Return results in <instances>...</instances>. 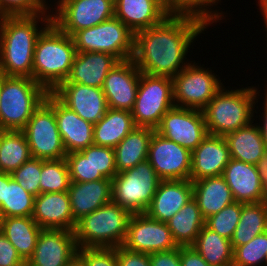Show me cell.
<instances>
[{"instance_id":"33","label":"cell","mask_w":267,"mask_h":266,"mask_svg":"<svg viewBox=\"0 0 267 266\" xmlns=\"http://www.w3.org/2000/svg\"><path fill=\"white\" fill-rule=\"evenodd\" d=\"M267 231V201L243 204L240 219L231 238L232 249L247 244Z\"/></svg>"},{"instance_id":"53","label":"cell","mask_w":267,"mask_h":266,"mask_svg":"<svg viewBox=\"0 0 267 266\" xmlns=\"http://www.w3.org/2000/svg\"><path fill=\"white\" fill-rule=\"evenodd\" d=\"M257 6H259L258 10H260L261 15L263 16L262 20H264V24H265L263 26L265 27L264 31L266 32L265 35L267 37V6H262V5H257ZM266 41H267V39H266ZM266 82H267V80H266ZM266 86H265L266 89H264L265 90L264 94H267V87Z\"/></svg>"},{"instance_id":"8","label":"cell","mask_w":267,"mask_h":266,"mask_svg":"<svg viewBox=\"0 0 267 266\" xmlns=\"http://www.w3.org/2000/svg\"><path fill=\"white\" fill-rule=\"evenodd\" d=\"M26 137L32 158L59 160L66 158L55 116V96L49 92L21 130Z\"/></svg>"},{"instance_id":"5","label":"cell","mask_w":267,"mask_h":266,"mask_svg":"<svg viewBox=\"0 0 267 266\" xmlns=\"http://www.w3.org/2000/svg\"><path fill=\"white\" fill-rule=\"evenodd\" d=\"M48 93L33 78L1 74L0 130L21 131Z\"/></svg>"},{"instance_id":"9","label":"cell","mask_w":267,"mask_h":266,"mask_svg":"<svg viewBox=\"0 0 267 266\" xmlns=\"http://www.w3.org/2000/svg\"><path fill=\"white\" fill-rule=\"evenodd\" d=\"M72 37L76 52H105L119 61L131 59L134 54L135 33L116 17L79 30Z\"/></svg>"},{"instance_id":"4","label":"cell","mask_w":267,"mask_h":266,"mask_svg":"<svg viewBox=\"0 0 267 266\" xmlns=\"http://www.w3.org/2000/svg\"><path fill=\"white\" fill-rule=\"evenodd\" d=\"M260 91L254 85L235 90L223 86L202 109L208 133L225 136L255 120Z\"/></svg>"},{"instance_id":"47","label":"cell","mask_w":267,"mask_h":266,"mask_svg":"<svg viewBox=\"0 0 267 266\" xmlns=\"http://www.w3.org/2000/svg\"><path fill=\"white\" fill-rule=\"evenodd\" d=\"M119 266H151L149 254L131 251L123 246L116 247Z\"/></svg>"},{"instance_id":"6","label":"cell","mask_w":267,"mask_h":266,"mask_svg":"<svg viewBox=\"0 0 267 266\" xmlns=\"http://www.w3.org/2000/svg\"><path fill=\"white\" fill-rule=\"evenodd\" d=\"M132 214L111 201L84 216L74 233L78 248H116L123 246Z\"/></svg>"},{"instance_id":"42","label":"cell","mask_w":267,"mask_h":266,"mask_svg":"<svg viewBox=\"0 0 267 266\" xmlns=\"http://www.w3.org/2000/svg\"><path fill=\"white\" fill-rule=\"evenodd\" d=\"M41 170L42 159L31 158L16 169L11 176L23 189L37 197L40 195Z\"/></svg>"},{"instance_id":"13","label":"cell","mask_w":267,"mask_h":266,"mask_svg":"<svg viewBox=\"0 0 267 266\" xmlns=\"http://www.w3.org/2000/svg\"><path fill=\"white\" fill-rule=\"evenodd\" d=\"M164 138L193 151L209 134L202 110L174 106L155 129Z\"/></svg>"},{"instance_id":"22","label":"cell","mask_w":267,"mask_h":266,"mask_svg":"<svg viewBox=\"0 0 267 266\" xmlns=\"http://www.w3.org/2000/svg\"><path fill=\"white\" fill-rule=\"evenodd\" d=\"M32 218L42 229H64L74 231L68 192L41 193L34 200Z\"/></svg>"},{"instance_id":"14","label":"cell","mask_w":267,"mask_h":266,"mask_svg":"<svg viewBox=\"0 0 267 266\" xmlns=\"http://www.w3.org/2000/svg\"><path fill=\"white\" fill-rule=\"evenodd\" d=\"M123 247L151 254L177 248L166 222L150 218L146 213L132 214Z\"/></svg>"},{"instance_id":"37","label":"cell","mask_w":267,"mask_h":266,"mask_svg":"<svg viewBox=\"0 0 267 266\" xmlns=\"http://www.w3.org/2000/svg\"><path fill=\"white\" fill-rule=\"evenodd\" d=\"M170 14H189L204 19L210 26L218 21L221 23L224 12L215 9L221 0H163ZM214 6V8H213ZM213 8V9H211ZM215 9V10H214ZM220 11V12H219Z\"/></svg>"},{"instance_id":"55","label":"cell","mask_w":267,"mask_h":266,"mask_svg":"<svg viewBox=\"0 0 267 266\" xmlns=\"http://www.w3.org/2000/svg\"><path fill=\"white\" fill-rule=\"evenodd\" d=\"M257 2L259 5L267 6V0H258Z\"/></svg>"},{"instance_id":"40","label":"cell","mask_w":267,"mask_h":266,"mask_svg":"<svg viewBox=\"0 0 267 266\" xmlns=\"http://www.w3.org/2000/svg\"><path fill=\"white\" fill-rule=\"evenodd\" d=\"M82 154H91L94 167V181L113 179L117 172L114 148L90 145L80 151Z\"/></svg>"},{"instance_id":"11","label":"cell","mask_w":267,"mask_h":266,"mask_svg":"<svg viewBox=\"0 0 267 266\" xmlns=\"http://www.w3.org/2000/svg\"><path fill=\"white\" fill-rule=\"evenodd\" d=\"M210 68L191 61L172 78L173 101L177 107L202 110L224 86Z\"/></svg>"},{"instance_id":"39","label":"cell","mask_w":267,"mask_h":266,"mask_svg":"<svg viewBox=\"0 0 267 266\" xmlns=\"http://www.w3.org/2000/svg\"><path fill=\"white\" fill-rule=\"evenodd\" d=\"M267 231L233 249L232 266H265Z\"/></svg>"},{"instance_id":"56","label":"cell","mask_w":267,"mask_h":266,"mask_svg":"<svg viewBox=\"0 0 267 266\" xmlns=\"http://www.w3.org/2000/svg\"><path fill=\"white\" fill-rule=\"evenodd\" d=\"M2 220H3V216H2L1 211H0V231H1V226H2Z\"/></svg>"},{"instance_id":"7","label":"cell","mask_w":267,"mask_h":266,"mask_svg":"<svg viewBox=\"0 0 267 266\" xmlns=\"http://www.w3.org/2000/svg\"><path fill=\"white\" fill-rule=\"evenodd\" d=\"M161 179L146 160L112 179V201L131 214L145 213Z\"/></svg>"},{"instance_id":"19","label":"cell","mask_w":267,"mask_h":266,"mask_svg":"<svg viewBox=\"0 0 267 266\" xmlns=\"http://www.w3.org/2000/svg\"><path fill=\"white\" fill-rule=\"evenodd\" d=\"M231 159L224 136L208 134L192 151L190 180L223 175Z\"/></svg>"},{"instance_id":"29","label":"cell","mask_w":267,"mask_h":266,"mask_svg":"<svg viewBox=\"0 0 267 266\" xmlns=\"http://www.w3.org/2000/svg\"><path fill=\"white\" fill-rule=\"evenodd\" d=\"M136 127L130 111L108 108L104 116L94 124V145L115 148Z\"/></svg>"},{"instance_id":"21","label":"cell","mask_w":267,"mask_h":266,"mask_svg":"<svg viewBox=\"0 0 267 266\" xmlns=\"http://www.w3.org/2000/svg\"><path fill=\"white\" fill-rule=\"evenodd\" d=\"M193 198L191 180H161L146 214L167 222Z\"/></svg>"},{"instance_id":"25","label":"cell","mask_w":267,"mask_h":266,"mask_svg":"<svg viewBox=\"0 0 267 266\" xmlns=\"http://www.w3.org/2000/svg\"><path fill=\"white\" fill-rule=\"evenodd\" d=\"M68 195L74 221L112 201V180L100 179L92 182H70Z\"/></svg>"},{"instance_id":"50","label":"cell","mask_w":267,"mask_h":266,"mask_svg":"<svg viewBox=\"0 0 267 266\" xmlns=\"http://www.w3.org/2000/svg\"><path fill=\"white\" fill-rule=\"evenodd\" d=\"M265 98H264V102L262 103V114L261 116L259 115L260 118H263V119H260L261 121L257 124L259 126V129H260V132L262 134V137H263V141L265 143V147H266V150H267V94H264ZM264 104V106H263ZM263 122V123H262ZM261 123V124H260Z\"/></svg>"},{"instance_id":"17","label":"cell","mask_w":267,"mask_h":266,"mask_svg":"<svg viewBox=\"0 0 267 266\" xmlns=\"http://www.w3.org/2000/svg\"><path fill=\"white\" fill-rule=\"evenodd\" d=\"M77 251L74 231L42 229L26 266H65L77 255Z\"/></svg>"},{"instance_id":"31","label":"cell","mask_w":267,"mask_h":266,"mask_svg":"<svg viewBox=\"0 0 267 266\" xmlns=\"http://www.w3.org/2000/svg\"><path fill=\"white\" fill-rule=\"evenodd\" d=\"M41 230L32 216L6 217L2 220L1 232L25 262L32 257Z\"/></svg>"},{"instance_id":"3","label":"cell","mask_w":267,"mask_h":266,"mask_svg":"<svg viewBox=\"0 0 267 266\" xmlns=\"http://www.w3.org/2000/svg\"><path fill=\"white\" fill-rule=\"evenodd\" d=\"M76 53L73 37L51 22L37 38L32 78L52 92L66 81Z\"/></svg>"},{"instance_id":"45","label":"cell","mask_w":267,"mask_h":266,"mask_svg":"<svg viewBox=\"0 0 267 266\" xmlns=\"http://www.w3.org/2000/svg\"><path fill=\"white\" fill-rule=\"evenodd\" d=\"M77 256L85 266H119L116 248H78Z\"/></svg>"},{"instance_id":"34","label":"cell","mask_w":267,"mask_h":266,"mask_svg":"<svg viewBox=\"0 0 267 266\" xmlns=\"http://www.w3.org/2000/svg\"><path fill=\"white\" fill-rule=\"evenodd\" d=\"M32 158L22 131L0 130V172L12 174Z\"/></svg>"},{"instance_id":"26","label":"cell","mask_w":267,"mask_h":266,"mask_svg":"<svg viewBox=\"0 0 267 266\" xmlns=\"http://www.w3.org/2000/svg\"><path fill=\"white\" fill-rule=\"evenodd\" d=\"M55 116L64 148L68 153L94 144V124L79 117L55 97Z\"/></svg>"},{"instance_id":"44","label":"cell","mask_w":267,"mask_h":266,"mask_svg":"<svg viewBox=\"0 0 267 266\" xmlns=\"http://www.w3.org/2000/svg\"><path fill=\"white\" fill-rule=\"evenodd\" d=\"M66 161L69 168L71 182L94 181V167L91 154H82L80 151L68 153Z\"/></svg>"},{"instance_id":"10","label":"cell","mask_w":267,"mask_h":266,"mask_svg":"<svg viewBox=\"0 0 267 266\" xmlns=\"http://www.w3.org/2000/svg\"><path fill=\"white\" fill-rule=\"evenodd\" d=\"M174 106L172 78L141 72L135 104L131 111L135 125L156 129L165 113Z\"/></svg>"},{"instance_id":"28","label":"cell","mask_w":267,"mask_h":266,"mask_svg":"<svg viewBox=\"0 0 267 266\" xmlns=\"http://www.w3.org/2000/svg\"><path fill=\"white\" fill-rule=\"evenodd\" d=\"M254 120L224 136L232 159L256 165L267 152L262 134Z\"/></svg>"},{"instance_id":"16","label":"cell","mask_w":267,"mask_h":266,"mask_svg":"<svg viewBox=\"0 0 267 266\" xmlns=\"http://www.w3.org/2000/svg\"><path fill=\"white\" fill-rule=\"evenodd\" d=\"M141 71L131 59L119 61L108 72L102 90L108 108L132 111L140 79Z\"/></svg>"},{"instance_id":"32","label":"cell","mask_w":267,"mask_h":266,"mask_svg":"<svg viewBox=\"0 0 267 266\" xmlns=\"http://www.w3.org/2000/svg\"><path fill=\"white\" fill-rule=\"evenodd\" d=\"M174 242L177 246H192L201 229L205 225V220L201 215L198 204L192 198L167 222Z\"/></svg>"},{"instance_id":"20","label":"cell","mask_w":267,"mask_h":266,"mask_svg":"<svg viewBox=\"0 0 267 266\" xmlns=\"http://www.w3.org/2000/svg\"><path fill=\"white\" fill-rule=\"evenodd\" d=\"M233 199L248 204L266 201V187L260 180L256 165L230 159L223 175Z\"/></svg>"},{"instance_id":"2","label":"cell","mask_w":267,"mask_h":266,"mask_svg":"<svg viewBox=\"0 0 267 266\" xmlns=\"http://www.w3.org/2000/svg\"><path fill=\"white\" fill-rule=\"evenodd\" d=\"M51 22L49 8L32 16L0 17V74L32 78L37 38Z\"/></svg>"},{"instance_id":"57","label":"cell","mask_w":267,"mask_h":266,"mask_svg":"<svg viewBox=\"0 0 267 266\" xmlns=\"http://www.w3.org/2000/svg\"><path fill=\"white\" fill-rule=\"evenodd\" d=\"M265 266H267V255H266V259H265Z\"/></svg>"},{"instance_id":"43","label":"cell","mask_w":267,"mask_h":266,"mask_svg":"<svg viewBox=\"0 0 267 266\" xmlns=\"http://www.w3.org/2000/svg\"><path fill=\"white\" fill-rule=\"evenodd\" d=\"M47 0H0V17L32 16L44 13L50 5Z\"/></svg>"},{"instance_id":"48","label":"cell","mask_w":267,"mask_h":266,"mask_svg":"<svg viewBox=\"0 0 267 266\" xmlns=\"http://www.w3.org/2000/svg\"><path fill=\"white\" fill-rule=\"evenodd\" d=\"M151 266H181L180 246L169 251L149 254Z\"/></svg>"},{"instance_id":"15","label":"cell","mask_w":267,"mask_h":266,"mask_svg":"<svg viewBox=\"0 0 267 266\" xmlns=\"http://www.w3.org/2000/svg\"><path fill=\"white\" fill-rule=\"evenodd\" d=\"M192 152L156 131L149 144L147 161L161 180H190Z\"/></svg>"},{"instance_id":"49","label":"cell","mask_w":267,"mask_h":266,"mask_svg":"<svg viewBox=\"0 0 267 266\" xmlns=\"http://www.w3.org/2000/svg\"><path fill=\"white\" fill-rule=\"evenodd\" d=\"M181 266H210L192 246L180 247Z\"/></svg>"},{"instance_id":"1","label":"cell","mask_w":267,"mask_h":266,"mask_svg":"<svg viewBox=\"0 0 267 266\" xmlns=\"http://www.w3.org/2000/svg\"><path fill=\"white\" fill-rule=\"evenodd\" d=\"M208 27L197 16L170 14L160 24L135 33L132 60L142 73L173 78L191 62L188 50Z\"/></svg>"},{"instance_id":"35","label":"cell","mask_w":267,"mask_h":266,"mask_svg":"<svg viewBox=\"0 0 267 266\" xmlns=\"http://www.w3.org/2000/svg\"><path fill=\"white\" fill-rule=\"evenodd\" d=\"M210 266H232L233 249L231 241L203 226L192 245Z\"/></svg>"},{"instance_id":"27","label":"cell","mask_w":267,"mask_h":266,"mask_svg":"<svg viewBox=\"0 0 267 266\" xmlns=\"http://www.w3.org/2000/svg\"><path fill=\"white\" fill-rule=\"evenodd\" d=\"M192 184L193 198L196 200L204 220L235 202L222 175L192 181Z\"/></svg>"},{"instance_id":"12","label":"cell","mask_w":267,"mask_h":266,"mask_svg":"<svg viewBox=\"0 0 267 266\" xmlns=\"http://www.w3.org/2000/svg\"><path fill=\"white\" fill-rule=\"evenodd\" d=\"M55 3L52 22L70 36L114 17V0H59Z\"/></svg>"},{"instance_id":"24","label":"cell","mask_w":267,"mask_h":266,"mask_svg":"<svg viewBox=\"0 0 267 266\" xmlns=\"http://www.w3.org/2000/svg\"><path fill=\"white\" fill-rule=\"evenodd\" d=\"M119 60L105 52H77L69 76L62 83L102 88L108 72Z\"/></svg>"},{"instance_id":"23","label":"cell","mask_w":267,"mask_h":266,"mask_svg":"<svg viewBox=\"0 0 267 266\" xmlns=\"http://www.w3.org/2000/svg\"><path fill=\"white\" fill-rule=\"evenodd\" d=\"M168 15L163 0H114V17L133 33L160 24Z\"/></svg>"},{"instance_id":"30","label":"cell","mask_w":267,"mask_h":266,"mask_svg":"<svg viewBox=\"0 0 267 266\" xmlns=\"http://www.w3.org/2000/svg\"><path fill=\"white\" fill-rule=\"evenodd\" d=\"M155 131L154 128L136 127L121 140L114 148L118 173L147 160L149 144Z\"/></svg>"},{"instance_id":"46","label":"cell","mask_w":267,"mask_h":266,"mask_svg":"<svg viewBox=\"0 0 267 266\" xmlns=\"http://www.w3.org/2000/svg\"><path fill=\"white\" fill-rule=\"evenodd\" d=\"M0 266H26L15 247L0 231Z\"/></svg>"},{"instance_id":"18","label":"cell","mask_w":267,"mask_h":266,"mask_svg":"<svg viewBox=\"0 0 267 266\" xmlns=\"http://www.w3.org/2000/svg\"><path fill=\"white\" fill-rule=\"evenodd\" d=\"M51 93L63 105L92 124H96L108 109L102 88L79 83H60Z\"/></svg>"},{"instance_id":"52","label":"cell","mask_w":267,"mask_h":266,"mask_svg":"<svg viewBox=\"0 0 267 266\" xmlns=\"http://www.w3.org/2000/svg\"><path fill=\"white\" fill-rule=\"evenodd\" d=\"M4 184H8V173L0 172V205L4 202Z\"/></svg>"},{"instance_id":"41","label":"cell","mask_w":267,"mask_h":266,"mask_svg":"<svg viewBox=\"0 0 267 266\" xmlns=\"http://www.w3.org/2000/svg\"><path fill=\"white\" fill-rule=\"evenodd\" d=\"M242 206L243 203L233 202L217 214L208 217L205 225L220 236L231 240L240 219Z\"/></svg>"},{"instance_id":"51","label":"cell","mask_w":267,"mask_h":266,"mask_svg":"<svg viewBox=\"0 0 267 266\" xmlns=\"http://www.w3.org/2000/svg\"><path fill=\"white\" fill-rule=\"evenodd\" d=\"M262 184L267 188V152L256 163Z\"/></svg>"},{"instance_id":"36","label":"cell","mask_w":267,"mask_h":266,"mask_svg":"<svg viewBox=\"0 0 267 266\" xmlns=\"http://www.w3.org/2000/svg\"><path fill=\"white\" fill-rule=\"evenodd\" d=\"M35 196L23 189L11 174H8V184H4V202L0 205L3 218L32 216Z\"/></svg>"},{"instance_id":"38","label":"cell","mask_w":267,"mask_h":266,"mask_svg":"<svg viewBox=\"0 0 267 266\" xmlns=\"http://www.w3.org/2000/svg\"><path fill=\"white\" fill-rule=\"evenodd\" d=\"M70 182V174L66 158L59 160L42 159L40 194L67 192Z\"/></svg>"},{"instance_id":"54","label":"cell","mask_w":267,"mask_h":266,"mask_svg":"<svg viewBox=\"0 0 267 266\" xmlns=\"http://www.w3.org/2000/svg\"><path fill=\"white\" fill-rule=\"evenodd\" d=\"M65 266H85L83 261L76 255L67 265Z\"/></svg>"}]
</instances>
